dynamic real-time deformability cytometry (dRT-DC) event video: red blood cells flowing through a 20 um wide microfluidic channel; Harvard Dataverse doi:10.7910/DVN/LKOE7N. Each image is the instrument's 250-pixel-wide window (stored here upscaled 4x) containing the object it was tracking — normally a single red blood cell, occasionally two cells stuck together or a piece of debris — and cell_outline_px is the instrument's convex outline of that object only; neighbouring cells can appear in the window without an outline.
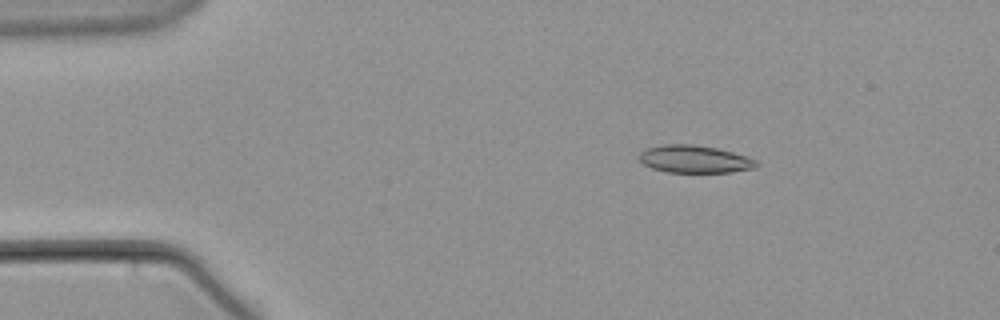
{"species": "common noctule bat (a hibernating species)", "species_latin": "Nyctalus noctula", "temperature_condition": "warm", "stored_images_in_passage": 51, "camera_frame_rate_fps": 3000, "um_per_image_px": 0.085, "animal": {"sex": "male", "body_mass_g": 21.5, "forearm_length_mm": 52.0}, "frame": {"image": 1, "passage_image": 2, "time_ms": 0.333, "image_size_px": [1000, 320], "cell_outline_px": [[760, 164], [752, 168], [732, 172], [668, 172], [652, 168], [644, 164], [640, 160], [640, 152], [644, 148], [664, 144], [692, 144], [716, 148], [748, 156], [756, 160]], "centroid_in_image_um": [59.03, 13.52], "position_along_channel_um": 26.0, "area_um2": 18.79}}
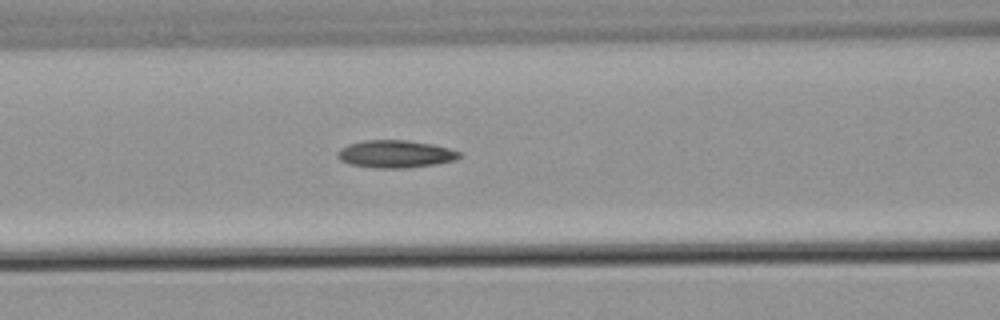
{"frame": {"image": 2, "passage_image": 17, "time_ms": 5.333, "image_size_px": [1000, 320], "cell_outline_px": [[460, 156], [456, 160], [436, 164], [408, 168], [376, 168], [348, 164], [340, 160], [336, 156], [336, 152], [340, 148], [348, 144], [368, 140], [408, 140], [432, 144], [448, 148], [460, 152]], "centroid_in_image_um": [33.58, 13.09], "position_along_channel_um": 133.0, "area_um2": 19.65}}
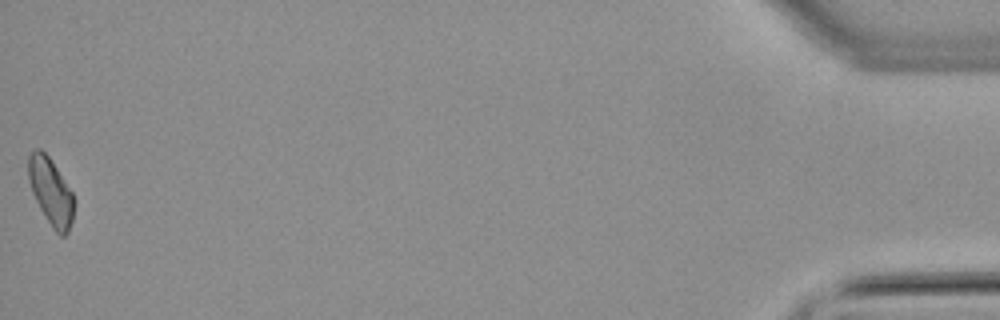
{"frame": {"image": 3, "passage_image": 51, "time_ms": 16.667, "image_size_px": [1000, 320], "cell_outline_px": [[72, 220], [68, 232], [64, 236], [60, 236], [52, 228], [40, 208], [32, 192], [28, 180], [28, 156], [32, 148], [40, 148], [48, 156], [72, 192]], "centroid_in_image_um": [4.27, 16.26], "position_along_channel_um": 430.9, "area_um2": 17.46}}